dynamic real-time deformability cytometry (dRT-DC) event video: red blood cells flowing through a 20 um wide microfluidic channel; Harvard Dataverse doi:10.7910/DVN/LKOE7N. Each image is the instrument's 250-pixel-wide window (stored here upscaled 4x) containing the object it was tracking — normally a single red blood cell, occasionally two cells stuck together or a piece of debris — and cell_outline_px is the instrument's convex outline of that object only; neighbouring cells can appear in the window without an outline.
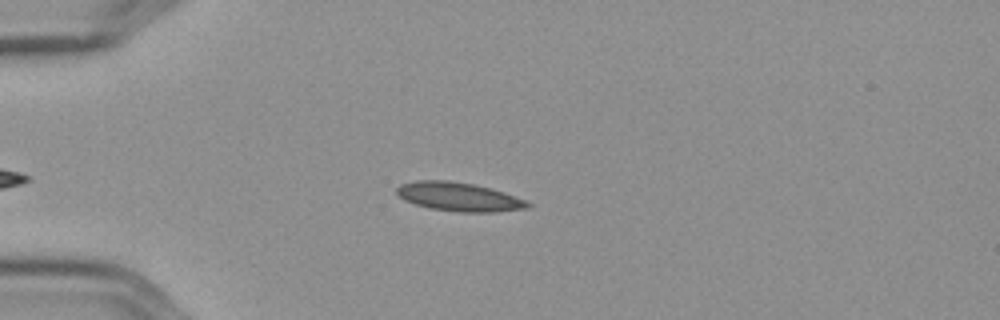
{"species": "Egyptian fruit bat (a non-hibernating species)", "species_latin": "Rousettus aegyptiacus", "temperature_condition": "cold", "stored_images_in_passage": 45, "camera_frame_rate_fps": 3000, "um_per_image_px": 0.085, "frame": {"image": 1, "passage_image": 8, "time_ms": 2.333, "image_size_px": [1000, 320], "cell_outline_px": [[532, 204], [528, 208], [496, 212], [460, 212], [432, 208], [416, 204], [404, 200], [396, 192], [396, 188], [400, 184], [416, 180], [448, 180], [472, 184], [492, 188], [504, 192], [524, 200]], "centroid_in_image_um": [39.0, 16.72], "position_along_channel_um": 46.0, "area_um2": 21.85}}
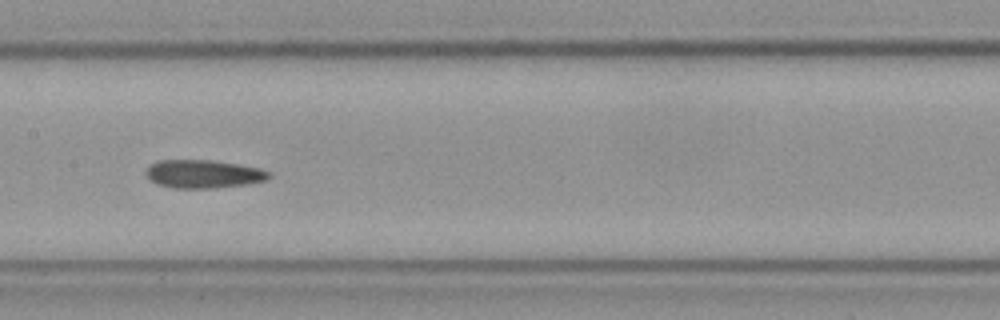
{"frame": {"image": 2, "passage_image": 22, "time_ms": 7.0, "image_size_px": [1000, 320], "cell_outline_px": [[272, 176], [264, 180], [248, 184], [216, 188], [172, 188], [156, 184], [148, 180], [144, 172], [152, 164], [160, 160], [212, 160], [260, 168], [272, 172]], "centroid_in_image_um": [17.28, 14.8], "position_along_channel_um": 190.1, "area_um2": 20.4}}
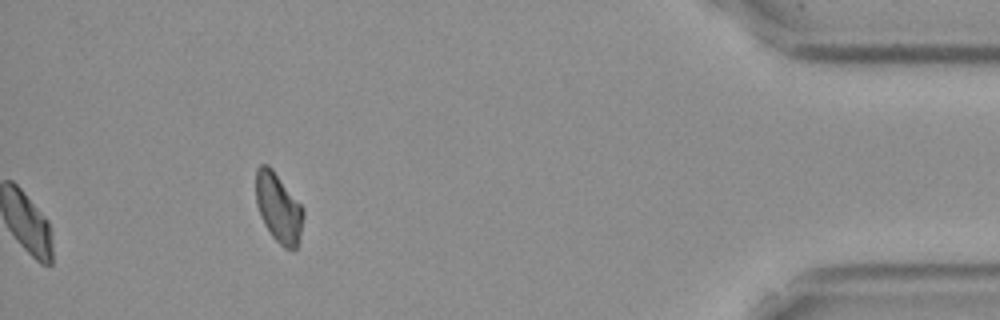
{"frame": {"image": 3, "passage_image": 45, "time_ms": 14.667, "image_size_px": [1000, 320], "cell_outline_px": [[304, 216], [296, 248], [284, 248], [272, 236], [264, 224], [260, 216], [256, 204], [256, 168], [260, 164], [268, 164], [272, 168], [304, 208]], "centroid_in_image_um": [23.65, 17.62], "position_along_channel_um": 411.5, "area_um2": 19.07}, "authors_computed_cell_mechanics": {"area_um2": 19.941, "velocity_mm_per_s": 3.5796, "shape_relaxation_time_tau1_ms": 7.1455, "shape_relaxation_time_tau2_ms": 4.5404, "deformation_change_tau1": 0.1481, "deformation_change_tau2": 0.1182}}